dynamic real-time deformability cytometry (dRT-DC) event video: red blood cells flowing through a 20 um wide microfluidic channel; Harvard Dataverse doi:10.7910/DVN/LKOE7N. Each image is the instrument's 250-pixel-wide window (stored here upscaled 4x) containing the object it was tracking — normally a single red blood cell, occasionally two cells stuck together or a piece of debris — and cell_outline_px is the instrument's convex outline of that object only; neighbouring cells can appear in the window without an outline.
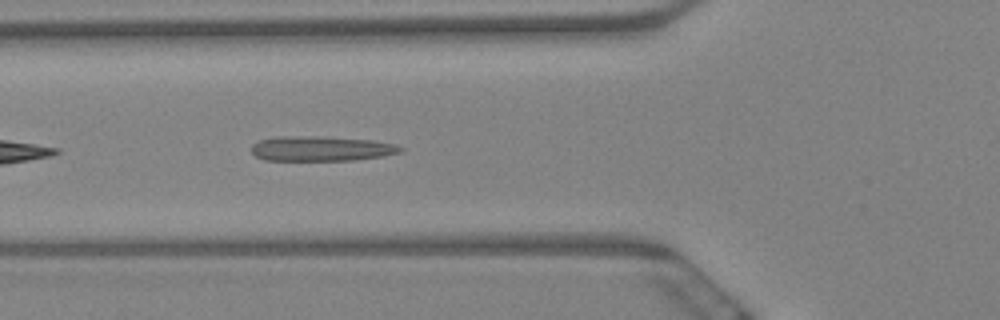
{"species": "Egyptian fruit bat (a non-hibernating species)", "species_latin": "Rousettus aegyptiacus", "temperature_condition": "warm", "stored_images_in_passage": 7, "camera_frame_rate_fps": 3000, "um_per_image_px": 0.085, "animal": {"sex": "female"}, "frame": {"image": 1, "passage_image": 7, "time_ms": 2.0, "image_size_px": [1000, 320], "cell_outline_px": [[404, 148], [400, 152], [384, 156], [356, 160], [264, 160], [256, 156], [252, 152], [252, 144], [260, 140], [276, 136], [316, 136], [372, 140], [396, 144]], "centroid_in_image_um": [27.3, 12.63], "position_along_channel_um": 98.5, "area_um2": 21.68}}